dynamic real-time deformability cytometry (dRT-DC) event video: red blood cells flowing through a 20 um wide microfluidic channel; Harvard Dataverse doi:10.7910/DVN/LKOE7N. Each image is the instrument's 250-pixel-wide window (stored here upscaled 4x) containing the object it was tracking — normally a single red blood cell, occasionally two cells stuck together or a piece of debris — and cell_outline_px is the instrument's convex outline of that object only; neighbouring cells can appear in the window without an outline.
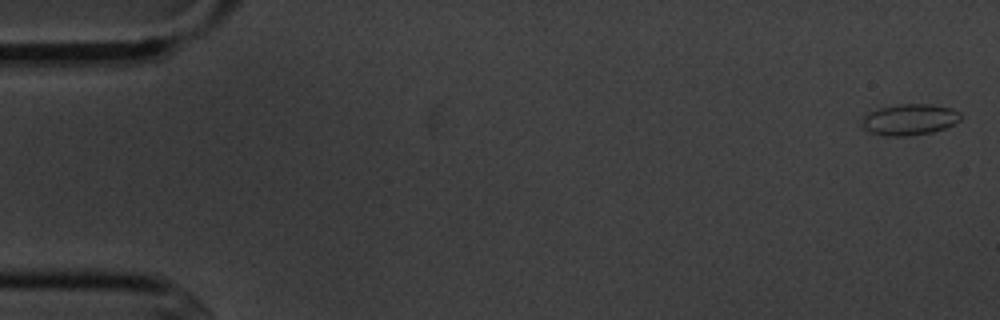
{"species": "common noctule bat (a hibernating species)", "species_latin": "Nyctalus noctula", "temperature_condition": "cold", "stored_images_in_passage": 6, "camera_frame_rate_fps": 3000, "um_per_image_px": 0.085, "animal": {"sex": "male", "body_mass_g": 20.1, "forearm_length_mm": 53.5}, "frame": {"image": 1, "passage_image": 1, "time_ms": 0.0, "image_size_px": [1000, 320], "cell_outline_px": [[960, 120], [944, 128], [932, 132], [908, 136], [884, 136], [868, 132], [860, 124], [860, 120], [868, 112], [880, 108], [900, 104], [928, 104], [952, 108], [960, 112]], "centroid_in_image_um": [77.26, 10.17], "position_along_channel_um": 7.7, "area_um2": 17.98}}
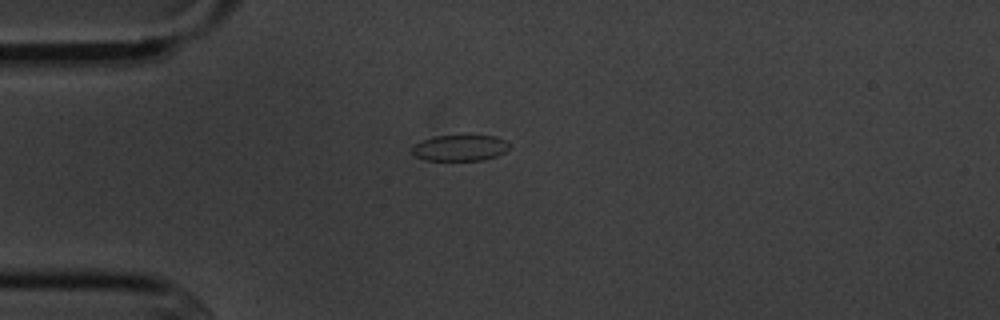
{"frame": {"image": 2, "passage_image": 4, "time_ms": 4.333, "image_size_px": [1000, 320], "cell_outline_px": [[512, 144], [504, 152], [496, 156], [484, 160], [424, 160], [416, 156], [412, 152], [412, 148], [420, 140], [436, 136], [464, 132], [496, 136]], "centroid_in_image_um": [39.13, 12.51], "position_along_channel_um": 45.9, "area_um2": 15.55}}
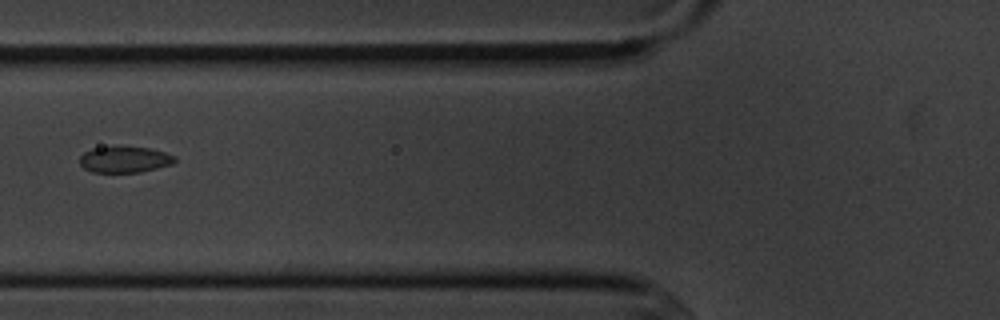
{"frame": {"image": 3, "passage_image": 6, "time_ms": 6.667, "image_size_px": [1000, 320], "cell_outline_px": [[176, 160], [172, 164], [140, 172], [92, 172], [84, 168], [80, 164], [80, 156], [84, 152], [92, 148], [116, 144], [120, 144], [148, 148], [164, 152], [176, 156]], "centroid_in_image_um": [10.57, 13.51], "position_along_channel_um": 115.2, "area_um2": 14.97}}